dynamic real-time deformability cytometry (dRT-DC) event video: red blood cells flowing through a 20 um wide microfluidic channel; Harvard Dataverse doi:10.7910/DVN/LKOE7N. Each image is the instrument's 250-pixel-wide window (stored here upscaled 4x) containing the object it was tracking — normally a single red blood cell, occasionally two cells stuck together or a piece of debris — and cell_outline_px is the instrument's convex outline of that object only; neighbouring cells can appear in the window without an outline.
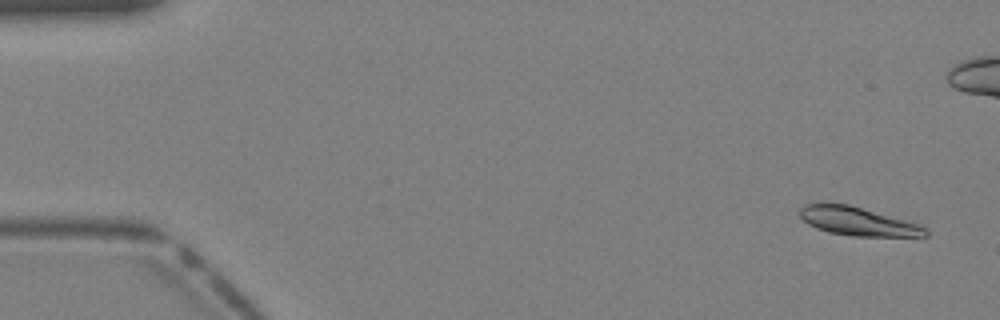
{"species": "Egyptian fruit bat (a non-hibernating species)", "species_latin": "Rousettus aegyptiacus", "temperature_condition": "warm", "stored_images_in_passage": 41, "camera_frame_rate_fps": 3000, "um_per_image_px": 0.085, "animal": {"sex": "female"}, "frame": {"image": 1, "passage_image": 2, "time_ms": 0.333, "image_size_px": [1000, 320], "cell_outline_px": [[928, 236], [852, 236], [828, 232], [816, 228], [808, 224], [800, 216], [800, 208], [804, 204], [848, 204], [916, 224], [924, 228], [928, 232]], "centroid_in_image_um": [72.85, 18.83], "position_along_channel_um": 12.2, "area_um2": 20.23}}
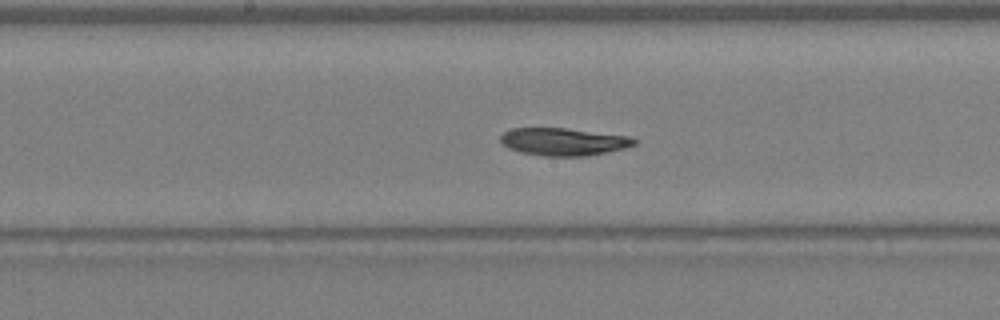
{"frame": {"image": 2, "passage_image": 21, "time_ms": 6.667, "image_size_px": [1000, 320], "cell_outline_px": [[636, 144], [624, 148], [584, 156], [544, 156], [520, 152], [508, 148], [500, 144], [500, 136], [504, 132], [512, 128], [564, 128], [628, 136], [636, 140]], "centroid_in_image_um": [47.83, 12.04], "position_along_channel_um": 200.4, "area_um2": 21.33}}
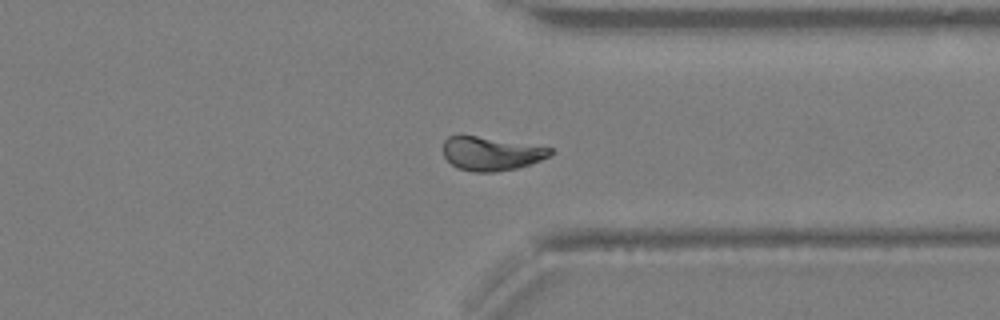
{"frame": {"image": 3, "passage_image": 31, "time_ms": 10.0, "image_size_px": [1000, 320], "cell_outline_px": [[552, 152], [548, 156], [540, 160], [516, 168], [496, 172], [476, 172], [456, 168], [444, 156], [444, 140], [448, 136], [476, 136], [552, 148]], "centroid_in_image_um": [41.71, 13.07], "position_along_channel_um": 369.7, "area_um2": 20.58}}